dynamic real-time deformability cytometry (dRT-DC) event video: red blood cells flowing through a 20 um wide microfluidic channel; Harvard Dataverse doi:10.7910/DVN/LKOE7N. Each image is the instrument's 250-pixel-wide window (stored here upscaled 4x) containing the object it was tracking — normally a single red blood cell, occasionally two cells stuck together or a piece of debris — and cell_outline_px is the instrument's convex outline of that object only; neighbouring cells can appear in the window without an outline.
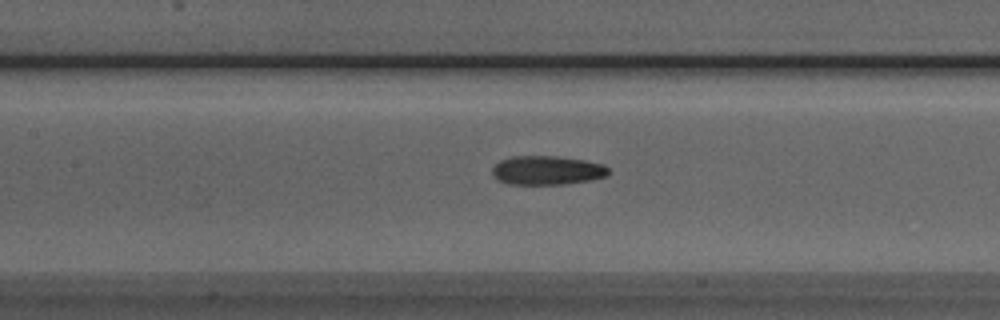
{"species": "Egyptian fruit bat (a non-hibernating species)", "species_latin": "Rousettus aegyptiacus", "temperature_condition": "room temperature", "stored_images_in_passage": 41, "camera_frame_rate_fps": 3000, "um_per_image_px": 0.085, "animal": {"sex": "male"}, "frame": {"image": 1, "passage_image": 23, "time_ms": 7.333, "image_size_px": [1000, 320], "cell_outline_px": [[608, 172], [604, 176], [592, 180], [564, 184], [508, 184], [496, 180], [492, 176], [492, 168], [500, 160], [512, 156], [556, 156], [584, 160], [604, 164], [608, 168]], "centroid_in_image_um": [46.46, 14.48], "position_along_channel_um": 160.9, "area_um2": 19.71}}
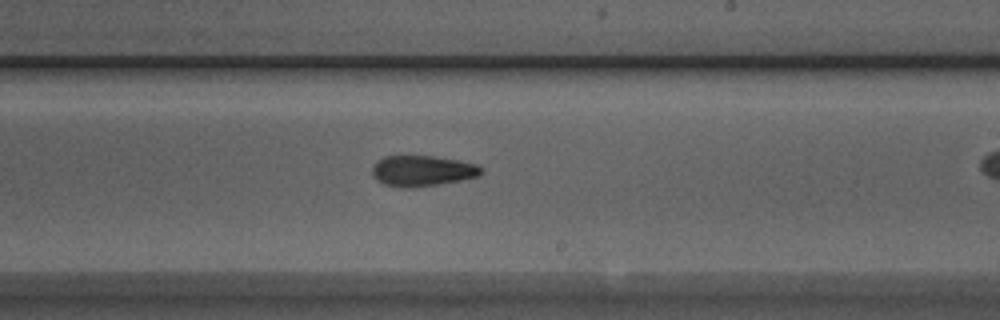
{"frame": {"image": 2, "passage_image": 30, "time_ms": 9.667, "image_size_px": [1000, 320], "cell_outline_px": [[484, 172], [480, 176], [440, 184], [412, 188], [400, 188], [384, 184], [376, 180], [372, 176], [372, 168], [376, 160], [384, 156], [432, 156], [460, 160], [476, 164], [484, 168]], "centroid_in_image_um": [35.9, 14.53], "position_along_channel_um": 253.1, "area_um2": 19.88}}
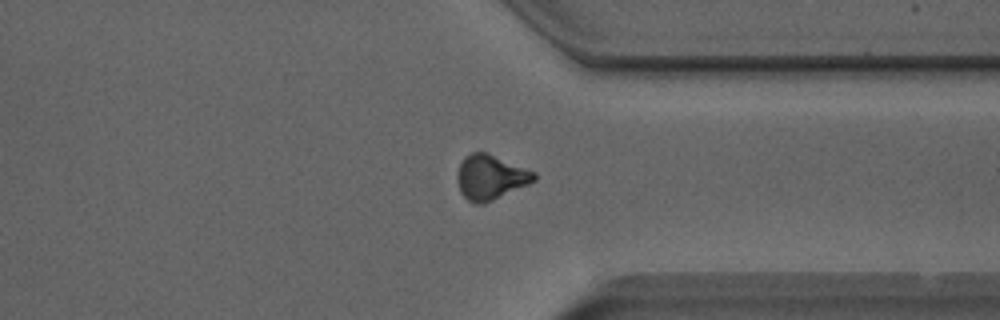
{"frame": {"image": 3, "passage_image": 39, "time_ms": 12.667, "image_size_px": [1000, 320], "cell_outline_px": [[536, 180], [528, 184], [492, 200], [480, 204], [476, 204], [468, 200], [460, 192], [456, 180], [456, 176], [460, 164], [464, 156], [472, 152], [488, 152], [536, 172]], "centroid_in_image_um": [41.67, 15.04], "position_along_channel_um": 369.7, "area_um2": 20.06}}